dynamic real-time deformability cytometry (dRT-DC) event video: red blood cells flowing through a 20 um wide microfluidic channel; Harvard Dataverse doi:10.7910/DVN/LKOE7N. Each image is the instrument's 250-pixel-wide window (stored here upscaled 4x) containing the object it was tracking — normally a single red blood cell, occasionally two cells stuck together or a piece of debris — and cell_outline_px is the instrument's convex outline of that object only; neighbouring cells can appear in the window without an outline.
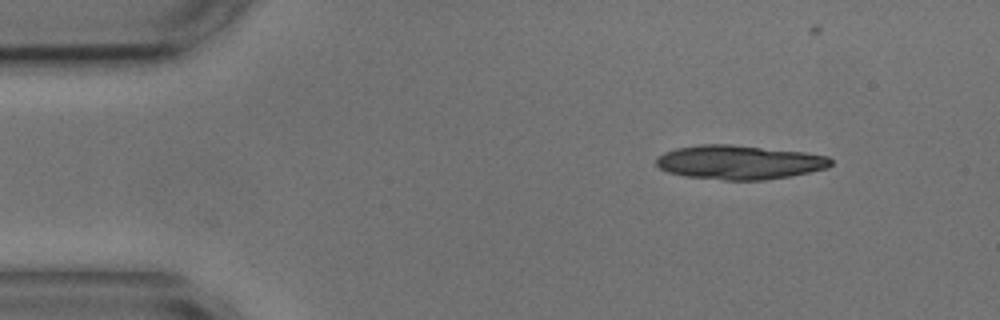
{"species": "common noctule bat (a hibernating species)", "species_latin": "Nyctalus noctula", "temperature_condition": "cold", "stored_images_in_passage": 41, "camera_frame_rate_fps": 3000, "um_per_image_px": 0.085, "animal": {"sex": "male", "body_mass_g": 17.9, "forearm_length_mm": 54.2}, "frame": {"image": 1, "passage_image": 1, "time_ms": 0.0, "image_size_px": [1000, 320], "cell_outline_px": [[832, 164], [828, 168], [788, 176], [764, 180], [724, 180], [684, 176], [668, 172], [660, 168], [656, 164], [656, 156], [664, 152], [676, 148], [700, 144], [732, 144], [804, 152], [828, 156], [832, 160]], "centroid_in_image_um": [62.81, 13.78], "position_along_channel_um": 22.2, "area_um2": 34.8}}
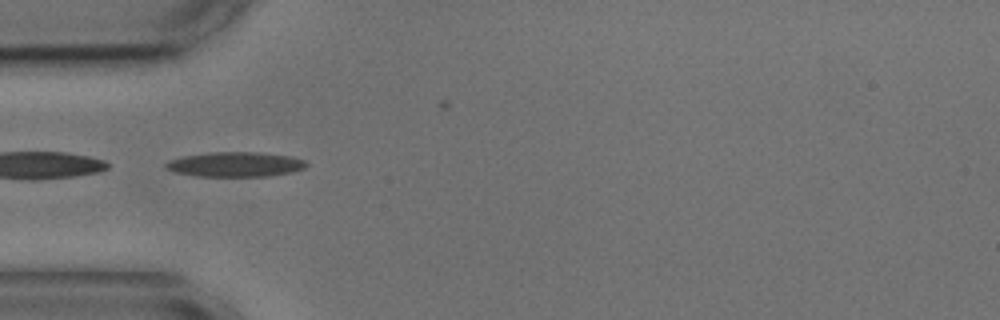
{"frame": {"image": 2, "passage_image": 11, "time_ms": 3.333, "image_size_px": [1000, 320], "cell_outline_px": [[308, 164], [304, 168], [292, 172], [268, 176], [196, 176], [176, 172], [164, 168], [164, 164], [168, 160], [184, 156], [212, 152], [260, 152], [288, 156], [304, 160]], "centroid_in_image_um": [19.98, 13.97], "position_along_channel_um": 65.0, "area_um2": 20.23}}
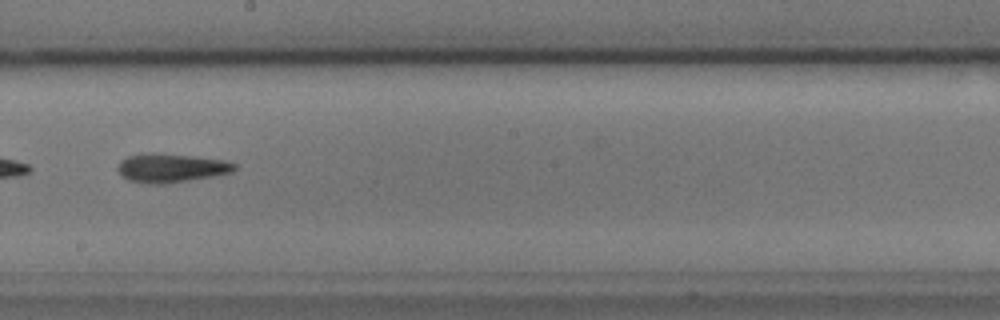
{"frame": {"image": 3, "passage_image": 25, "time_ms": 8.0, "image_size_px": [1000, 320], "cell_outline_px": [[236, 168], [232, 172], [216, 176], [164, 184], [148, 184], [128, 180], [116, 168], [120, 160], [128, 156], [192, 156], [224, 160], [236, 164]], "centroid_in_image_um": [14.6, 14.33], "position_along_channel_um": 233.6, "area_um2": 18.73}, "authors_computed_cell_mechanics": {"area_um2": 19.1896, "velocity_mm_per_s": 3.6061, "shape_relaxation_time_tau1_ms": 3.2845, "shape_relaxation_time_tau2_ms": 4.7504, "deformation_change_tau1": 0.1137, "deformation_change_tau2": 0.147}}